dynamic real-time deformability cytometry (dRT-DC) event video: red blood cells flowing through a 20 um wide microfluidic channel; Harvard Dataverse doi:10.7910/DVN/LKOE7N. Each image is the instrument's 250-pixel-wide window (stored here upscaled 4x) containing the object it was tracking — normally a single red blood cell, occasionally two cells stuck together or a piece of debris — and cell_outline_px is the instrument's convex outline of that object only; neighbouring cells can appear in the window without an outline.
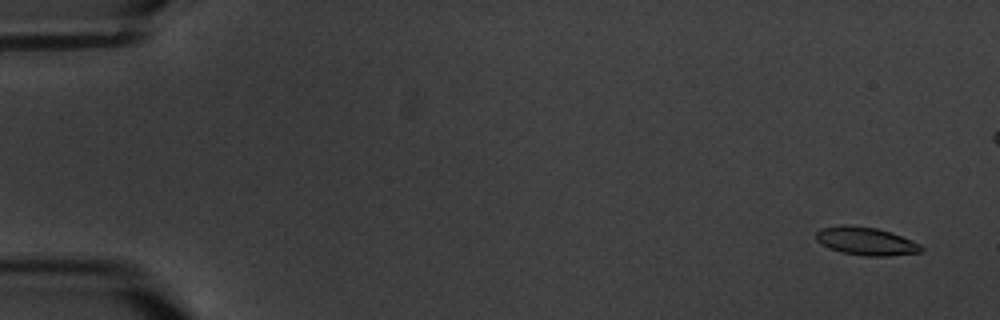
{"species": "common noctule bat (a hibernating species)", "species_latin": "Nyctalus noctula", "temperature_condition": "warm", "stored_images_in_passage": 7, "camera_frame_rate_fps": 3000, "um_per_image_px": 0.085, "animal": {"sex": "male", "body_mass_g": 20.1, "forearm_length_mm": 53.5}, "frame": {"image": 1, "passage_image": 2, "time_ms": 1.0, "image_size_px": [1000, 320], "cell_outline_px": [[924, 248], [920, 252], [888, 256], [864, 256], [844, 252], [828, 248], [816, 240], [816, 232], [820, 228], [840, 224], [844, 224], [876, 228], [892, 232], [912, 240], [920, 244]], "centroid_in_image_um": [73.6, 20.48], "position_along_channel_um": 11.4, "area_um2": 17.28}}